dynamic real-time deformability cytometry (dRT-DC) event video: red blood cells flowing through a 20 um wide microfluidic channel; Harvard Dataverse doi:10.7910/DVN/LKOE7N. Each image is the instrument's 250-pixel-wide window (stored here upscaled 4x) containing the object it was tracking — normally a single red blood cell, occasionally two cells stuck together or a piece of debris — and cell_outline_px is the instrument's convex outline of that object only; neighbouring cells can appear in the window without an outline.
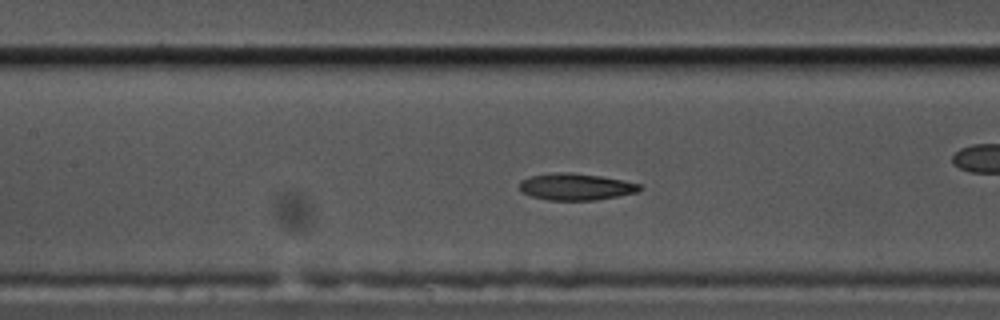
{"species": "common noctule bat (a hibernating species)", "species_latin": "Nyctalus noctula", "temperature_condition": "cold", "stored_images_in_passage": 57, "camera_frame_rate_fps": 3000, "um_per_image_px": 0.085, "animal": {"sex": "male", "body_mass_g": 17.5, "forearm_length_mm": 52.3}, "frame": {"image": 1, "passage_image": 25, "time_ms": 8.0, "image_size_px": [1000, 320], "cell_outline_px": [[644, 188], [636, 192], [596, 200], [548, 200], [532, 196], [520, 192], [520, 180], [532, 176], [560, 172], [568, 172], [600, 176], [640, 184]], "centroid_in_image_um": [48.93, 15.88], "position_along_channel_um": 158.5, "area_um2": 18.5}, "authors_computed_cell_mechanics": {"area_um2": 19.1896, "velocity_mm_per_s": 3.5297, "shape_relaxation_time_tau1_ms": null, "shape_relaxation_time_tau2_ms": 3.9753, "deformation_change_tau1": null, "deformation_change_tau2": 0.0889}}